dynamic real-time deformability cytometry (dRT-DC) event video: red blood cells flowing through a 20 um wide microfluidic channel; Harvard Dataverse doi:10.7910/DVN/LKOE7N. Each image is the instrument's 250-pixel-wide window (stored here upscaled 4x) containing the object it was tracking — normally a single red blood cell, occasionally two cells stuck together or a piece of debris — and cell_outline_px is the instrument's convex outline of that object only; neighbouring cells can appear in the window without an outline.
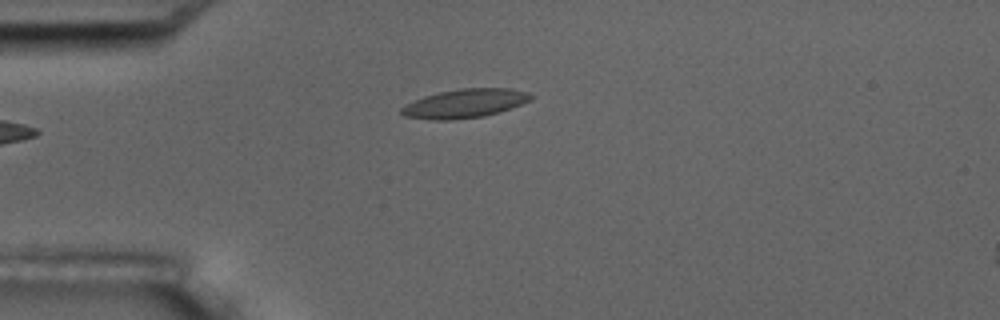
{"species": "common noctule bat (a hibernating species)", "species_latin": "Nyctalus noctula", "temperature_condition": "room temperature", "stored_images_in_passage": 3, "camera_frame_rate_fps": 3000, "um_per_image_px": 0.085, "animal": {"sex": "male", "body_mass_g": 17.5, "forearm_length_mm": 52.3}, "frame": {"image": 1, "passage_image": 1, "time_ms": 0.0, "image_size_px": [1000, 320], "cell_outline_px": [[536, 96], [520, 104], [484, 116], [452, 120], [428, 120], [404, 116], [400, 112], [400, 108], [424, 96], [440, 92], [460, 88], [508, 88], [528, 92]], "centroid_in_image_um": [39.48, 8.79], "position_along_channel_um": 45.5, "area_um2": 21.5}}